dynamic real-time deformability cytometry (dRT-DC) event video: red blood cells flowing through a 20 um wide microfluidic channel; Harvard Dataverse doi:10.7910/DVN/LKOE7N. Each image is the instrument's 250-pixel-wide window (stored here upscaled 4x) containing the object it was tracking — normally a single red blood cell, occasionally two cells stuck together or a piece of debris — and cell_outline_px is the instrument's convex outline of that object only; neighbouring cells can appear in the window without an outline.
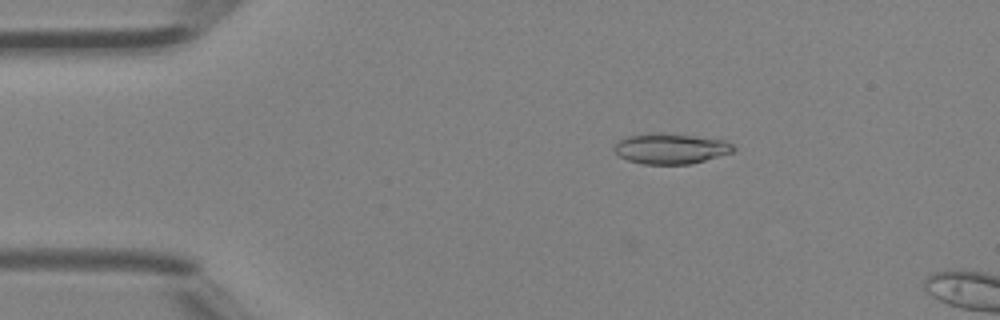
{"species": "Egyptian fruit bat (a non-hibernating species)", "species_latin": "Rousettus aegyptiacus", "temperature_condition": "room temperature", "stored_images_in_passage": 4, "camera_frame_rate_fps": 3000, "um_per_image_px": 0.085, "animal": {"sex": "female"}, "frame": {"image": 1, "passage_image": 2, "time_ms": 0.333, "image_size_px": [1000, 320], "cell_outline_px": [[736, 152], [692, 164], [644, 164], [628, 160], [620, 156], [612, 148], [616, 140], [628, 136], [652, 132], [660, 132], [724, 140], [732, 144], [736, 148]], "centroid_in_image_um": [57.01, 12.63], "position_along_channel_um": 28.0, "area_um2": 21.44}}